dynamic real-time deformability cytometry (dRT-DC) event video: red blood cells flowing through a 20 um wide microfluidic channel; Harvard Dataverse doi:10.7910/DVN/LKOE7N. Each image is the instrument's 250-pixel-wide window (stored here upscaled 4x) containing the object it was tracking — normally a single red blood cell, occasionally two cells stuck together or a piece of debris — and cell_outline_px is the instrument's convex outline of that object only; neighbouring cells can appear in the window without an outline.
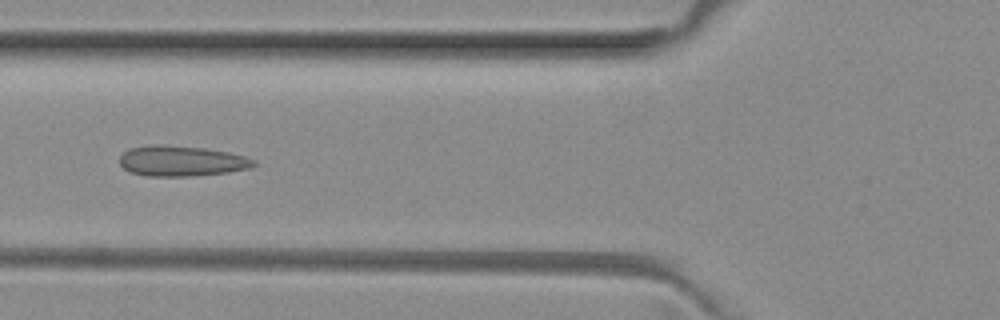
{"species": "common noctule bat (a hibernating species)", "species_latin": "Nyctalus noctula", "temperature_condition": "room temperature", "stored_images_in_passage": 2, "camera_frame_rate_fps": 3000, "um_per_image_px": 0.085, "animal": {"sex": "female", "body_mass_g": 29.2, "forearm_length_mm": 56.3}, "frame": {"image": 1, "passage_image": 2, "time_ms": 0.333, "image_size_px": [1000, 320], "cell_outline_px": [[256, 164], [252, 168], [228, 172], [192, 176], [144, 176], [128, 172], [120, 164], [120, 156], [128, 148], [156, 144], [204, 148], [228, 152], [244, 156], [256, 160]], "centroid_in_image_um": [15.42, 13.69], "position_along_channel_um": 110.4, "area_um2": 23.93}}